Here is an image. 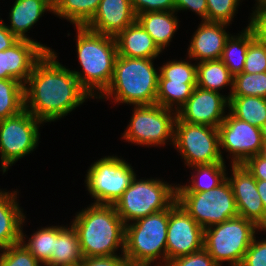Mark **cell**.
Masks as SVG:
<instances>
[{
  "label": "cell",
  "instance_id": "cell-44",
  "mask_svg": "<svg viewBox=\"0 0 266 266\" xmlns=\"http://www.w3.org/2000/svg\"><path fill=\"white\" fill-rule=\"evenodd\" d=\"M19 39L6 27L0 18V52L11 48Z\"/></svg>",
  "mask_w": 266,
  "mask_h": 266
},
{
  "label": "cell",
  "instance_id": "cell-46",
  "mask_svg": "<svg viewBox=\"0 0 266 266\" xmlns=\"http://www.w3.org/2000/svg\"><path fill=\"white\" fill-rule=\"evenodd\" d=\"M256 187L266 213V180H256Z\"/></svg>",
  "mask_w": 266,
  "mask_h": 266
},
{
  "label": "cell",
  "instance_id": "cell-22",
  "mask_svg": "<svg viewBox=\"0 0 266 266\" xmlns=\"http://www.w3.org/2000/svg\"><path fill=\"white\" fill-rule=\"evenodd\" d=\"M45 11H54L53 0H15L10 9V25L6 27L19 40H32L26 32L39 21Z\"/></svg>",
  "mask_w": 266,
  "mask_h": 266
},
{
  "label": "cell",
  "instance_id": "cell-18",
  "mask_svg": "<svg viewBox=\"0 0 266 266\" xmlns=\"http://www.w3.org/2000/svg\"><path fill=\"white\" fill-rule=\"evenodd\" d=\"M136 19L131 0H101L95 15L85 27L91 31L115 37Z\"/></svg>",
  "mask_w": 266,
  "mask_h": 266
},
{
  "label": "cell",
  "instance_id": "cell-33",
  "mask_svg": "<svg viewBox=\"0 0 266 266\" xmlns=\"http://www.w3.org/2000/svg\"><path fill=\"white\" fill-rule=\"evenodd\" d=\"M231 96H256L266 98V72H242L234 76Z\"/></svg>",
  "mask_w": 266,
  "mask_h": 266
},
{
  "label": "cell",
  "instance_id": "cell-14",
  "mask_svg": "<svg viewBox=\"0 0 266 266\" xmlns=\"http://www.w3.org/2000/svg\"><path fill=\"white\" fill-rule=\"evenodd\" d=\"M218 131L220 147L230 153L232 165H243L251 156L260 153L263 145L260 127L242 121L228 112L218 126Z\"/></svg>",
  "mask_w": 266,
  "mask_h": 266
},
{
  "label": "cell",
  "instance_id": "cell-26",
  "mask_svg": "<svg viewBox=\"0 0 266 266\" xmlns=\"http://www.w3.org/2000/svg\"><path fill=\"white\" fill-rule=\"evenodd\" d=\"M240 33L238 36L231 35L227 38L221 56V61L233 77L243 72L247 48L256 37L249 24Z\"/></svg>",
  "mask_w": 266,
  "mask_h": 266
},
{
  "label": "cell",
  "instance_id": "cell-42",
  "mask_svg": "<svg viewBox=\"0 0 266 266\" xmlns=\"http://www.w3.org/2000/svg\"><path fill=\"white\" fill-rule=\"evenodd\" d=\"M175 11L191 10L207 21V0H174Z\"/></svg>",
  "mask_w": 266,
  "mask_h": 266
},
{
  "label": "cell",
  "instance_id": "cell-4",
  "mask_svg": "<svg viewBox=\"0 0 266 266\" xmlns=\"http://www.w3.org/2000/svg\"><path fill=\"white\" fill-rule=\"evenodd\" d=\"M154 59L117 56L112 80L98 99H114V103L134 106L156 104L159 68Z\"/></svg>",
  "mask_w": 266,
  "mask_h": 266
},
{
  "label": "cell",
  "instance_id": "cell-36",
  "mask_svg": "<svg viewBox=\"0 0 266 266\" xmlns=\"http://www.w3.org/2000/svg\"><path fill=\"white\" fill-rule=\"evenodd\" d=\"M244 73L266 72V40L255 37L247 48Z\"/></svg>",
  "mask_w": 266,
  "mask_h": 266
},
{
  "label": "cell",
  "instance_id": "cell-21",
  "mask_svg": "<svg viewBox=\"0 0 266 266\" xmlns=\"http://www.w3.org/2000/svg\"><path fill=\"white\" fill-rule=\"evenodd\" d=\"M17 193L0 189V250L21 241L26 216L19 207Z\"/></svg>",
  "mask_w": 266,
  "mask_h": 266
},
{
  "label": "cell",
  "instance_id": "cell-2",
  "mask_svg": "<svg viewBox=\"0 0 266 266\" xmlns=\"http://www.w3.org/2000/svg\"><path fill=\"white\" fill-rule=\"evenodd\" d=\"M71 225L83 257L112 256L119 248L124 253L126 225L114 205L92 203L77 212Z\"/></svg>",
  "mask_w": 266,
  "mask_h": 266
},
{
  "label": "cell",
  "instance_id": "cell-48",
  "mask_svg": "<svg viewBox=\"0 0 266 266\" xmlns=\"http://www.w3.org/2000/svg\"><path fill=\"white\" fill-rule=\"evenodd\" d=\"M259 155L266 159V142H263Z\"/></svg>",
  "mask_w": 266,
  "mask_h": 266
},
{
  "label": "cell",
  "instance_id": "cell-28",
  "mask_svg": "<svg viewBox=\"0 0 266 266\" xmlns=\"http://www.w3.org/2000/svg\"><path fill=\"white\" fill-rule=\"evenodd\" d=\"M229 112L255 127L266 122V98L256 96H230Z\"/></svg>",
  "mask_w": 266,
  "mask_h": 266
},
{
  "label": "cell",
  "instance_id": "cell-31",
  "mask_svg": "<svg viewBox=\"0 0 266 266\" xmlns=\"http://www.w3.org/2000/svg\"><path fill=\"white\" fill-rule=\"evenodd\" d=\"M25 109L24 85L16 79H0V120Z\"/></svg>",
  "mask_w": 266,
  "mask_h": 266
},
{
  "label": "cell",
  "instance_id": "cell-39",
  "mask_svg": "<svg viewBox=\"0 0 266 266\" xmlns=\"http://www.w3.org/2000/svg\"><path fill=\"white\" fill-rule=\"evenodd\" d=\"M240 266H266V239L258 241L254 237Z\"/></svg>",
  "mask_w": 266,
  "mask_h": 266
},
{
  "label": "cell",
  "instance_id": "cell-23",
  "mask_svg": "<svg viewBox=\"0 0 266 266\" xmlns=\"http://www.w3.org/2000/svg\"><path fill=\"white\" fill-rule=\"evenodd\" d=\"M176 11H154L137 15V21L152 37L156 45L163 51L169 46L179 21Z\"/></svg>",
  "mask_w": 266,
  "mask_h": 266
},
{
  "label": "cell",
  "instance_id": "cell-7",
  "mask_svg": "<svg viewBox=\"0 0 266 266\" xmlns=\"http://www.w3.org/2000/svg\"><path fill=\"white\" fill-rule=\"evenodd\" d=\"M259 230L263 231L254 222L236 216L204 229L203 248L219 266H240Z\"/></svg>",
  "mask_w": 266,
  "mask_h": 266
},
{
  "label": "cell",
  "instance_id": "cell-16",
  "mask_svg": "<svg viewBox=\"0 0 266 266\" xmlns=\"http://www.w3.org/2000/svg\"><path fill=\"white\" fill-rule=\"evenodd\" d=\"M229 180L238 216L254 222L259 228L266 229V213L256 187V179L244 165H232Z\"/></svg>",
  "mask_w": 266,
  "mask_h": 266
},
{
  "label": "cell",
  "instance_id": "cell-37",
  "mask_svg": "<svg viewBox=\"0 0 266 266\" xmlns=\"http://www.w3.org/2000/svg\"><path fill=\"white\" fill-rule=\"evenodd\" d=\"M241 0H207V21L231 24Z\"/></svg>",
  "mask_w": 266,
  "mask_h": 266
},
{
  "label": "cell",
  "instance_id": "cell-50",
  "mask_svg": "<svg viewBox=\"0 0 266 266\" xmlns=\"http://www.w3.org/2000/svg\"><path fill=\"white\" fill-rule=\"evenodd\" d=\"M256 5H264L266 4V0H256Z\"/></svg>",
  "mask_w": 266,
  "mask_h": 266
},
{
  "label": "cell",
  "instance_id": "cell-15",
  "mask_svg": "<svg viewBox=\"0 0 266 266\" xmlns=\"http://www.w3.org/2000/svg\"><path fill=\"white\" fill-rule=\"evenodd\" d=\"M229 99L220 92L195 87L185 104L177 111V117L191 124L216 127L224 121Z\"/></svg>",
  "mask_w": 266,
  "mask_h": 266
},
{
  "label": "cell",
  "instance_id": "cell-38",
  "mask_svg": "<svg viewBox=\"0 0 266 266\" xmlns=\"http://www.w3.org/2000/svg\"><path fill=\"white\" fill-rule=\"evenodd\" d=\"M166 266H219L204 249L169 261Z\"/></svg>",
  "mask_w": 266,
  "mask_h": 266
},
{
  "label": "cell",
  "instance_id": "cell-19",
  "mask_svg": "<svg viewBox=\"0 0 266 266\" xmlns=\"http://www.w3.org/2000/svg\"><path fill=\"white\" fill-rule=\"evenodd\" d=\"M192 36L188 49L189 59L199 62L221 59L225 42L231 35L225 28L230 24L201 21Z\"/></svg>",
  "mask_w": 266,
  "mask_h": 266
},
{
  "label": "cell",
  "instance_id": "cell-25",
  "mask_svg": "<svg viewBox=\"0 0 266 266\" xmlns=\"http://www.w3.org/2000/svg\"><path fill=\"white\" fill-rule=\"evenodd\" d=\"M225 163L214 162L191 166L195 170L191 177V184H177V193H200L217 187L227 178Z\"/></svg>",
  "mask_w": 266,
  "mask_h": 266
},
{
  "label": "cell",
  "instance_id": "cell-6",
  "mask_svg": "<svg viewBox=\"0 0 266 266\" xmlns=\"http://www.w3.org/2000/svg\"><path fill=\"white\" fill-rule=\"evenodd\" d=\"M176 201L177 186L157 178L139 180L135 176L114 207L127 225L130 223L129 221L134 222L169 209Z\"/></svg>",
  "mask_w": 266,
  "mask_h": 266
},
{
  "label": "cell",
  "instance_id": "cell-12",
  "mask_svg": "<svg viewBox=\"0 0 266 266\" xmlns=\"http://www.w3.org/2000/svg\"><path fill=\"white\" fill-rule=\"evenodd\" d=\"M42 121L25 109L17 115L0 120V165L3 174L16 161L38 146Z\"/></svg>",
  "mask_w": 266,
  "mask_h": 266
},
{
  "label": "cell",
  "instance_id": "cell-34",
  "mask_svg": "<svg viewBox=\"0 0 266 266\" xmlns=\"http://www.w3.org/2000/svg\"><path fill=\"white\" fill-rule=\"evenodd\" d=\"M187 60L175 59L167 61L159 67V80H170L171 82H197L196 64Z\"/></svg>",
  "mask_w": 266,
  "mask_h": 266
},
{
  "label": "cell",
  "instance_id": "cell-30",
  "mask_svg": "<svg viewBox=\"0 0 266 266\" xmlns=\"http://www.w3.org/2000/svg\"><path fill=\"white\" fill-rule=\"evenodd\" d=\"M196 85L197 82L159 80L156 104L177 112L191 96Z\"/></svg>",
  "mask_w": 266,
  "mask_h": 266
},
{
  "label": "cell",
  "instance_id": "cell-35",
  "mask_svg": "<svg viewBox=\"0 0 266 266\" xmlns=\"http://www.w3.org/2000/svg\"><path fill=\"white\" fill-rule=\"evenodd\" d=\"M0 251V266H42L21 242Z\"/></svg>",
  "mask_w": 266,
  "mask_h": 266
},
{
  "label": "cell",
  "instance_id": "cell-8",
  "mask_svg": "<svg viewBox=\"0 0 266 266\" xmlns=\"http://www.w3.org/2000/svg\"><path fill=\"white\" fill-rule=\"evenodd\" d=\"M177 202L204 229L238 216L232 186L226 178L200 193H177Z\"/></svg>",
  "mask_w": 266,
  "mask_h": 266
},
{
  "label": "cell",
  "instance_id": "cell-45",
  "mask_svg": "<svg viewBox=\"0 0 266 266\" xmlns=\"http://www.w3.org/2000/svg\"><path fill=\"white\" fill-rule=\"evenodd\" d=\"M255 7L250 16L249 26L251 28H266V4L255 5Z\"/></svg>",
  "mask_w": 266,
  "mask_h": 266
},
{
  "label": "cell",
  "instance_id": "cell-43",
  "mask_svg": "<svg viewBox=\"0 0 266 266\" xmlns=\"http://www.w3.org/2000/svg\"><path fill=\"white\" fill-rule=\"evenodd\" d=\"M243 165L256 180H266V159L259 154L251 156Z\"/></svg>",
  "mask_w": 266,
  "mask_h": 266
},
{
  "label": "cell",
  "instance_id": "cell-13",
  "mask_svg": "<svg viewBox=\"0 0 266 266\" xmlns=\"http://www.w3.org/2000/svg\"><path fill=\"white\" fill-rule=\"evenodd\" d=\"M204 228L176 201L168 209L166 264L203 248Z\"/></svg>",
  "mask_w": 266,
  "mask_h": 266
},
{
  "label": "cell",
  "instance_id": "cell-32",
  "mask_svg": "<svg viewBox=\"0 0 266 266\" xmlns=\"http://www.w3.org/2000/svg\"><path fill=\"white\" fill-rule=\"evenodd\" d=\"M21 228V243L31 252V254L44 266L51 263V256L55 246V226H48L38 229L31 235L26 243V234Z\"/></svg>",
  "mask_w": 266,
  "mask_h": 266
},
{
  "label": "cell",
  "instance_id": "cell-49",
  "mask_svg": "<svg viewBox=\"0 0 266 266\" xmlns=\"http://www.w3.org/2000/svg\"><path fill=\"white\" fill-rule=\"evenodd\" d=\"M260 129L262 133L263 142H266V122L263 124V126Z\"/></svg>",
  "mask_w": 266,
  "mask_h": 266
},
{
  "label": "cell",
  "instance_id": "cell-41",
  "mask_svg": "<svg viewBox=\"0 0 266 266\" xmlns=\"http://www.w3.org/2000/svg\"><path fill=\"white\" fill-rule=\"evenodd\" d=\"M79 266H129L124 253L121 255L83 257Z\"/></svg>",
  "mask_w": 266,
  "mask_h": 266
},
{
  "label": "cell",
  "instance_id": "cell-10",
  "mask_svg": "<svg viewBox=\"0 0 266 266\" xmlns=\"http://www.w3.org/2000/svg\"><path fill=\"white\" fill-rule=\"evenodd\" d=\"M133 114L122 138L137 145L165 146L174 142L177 112L158 104L134 106ZM172 112V113H171Z\"/></svg>",
  "mask_w": 266,
  "mask_h": 266
},
{
  "label": "cell",
  "instance_id": "cell-40",
  "mask_svg": "<svg viewBox=\"0 0 266 266\" xmlns=\"http://www.w3.org/2000/svg\"><path fill=\"white\" fill-rule=\"evenodd\" d=\"M136 16L145 12L175 11L174 0H131Z\"/></svg>",
  "mask_w": 266,
  "mask_h": 266
},
{
  "label": "cell",
  "instance_id": "cell-9",
  "mask_svg": "<svg viewBox=\"0 0 266 266\" xmlns=\"http://www.w3.org/2000/svg\"><path fill=\"white\" fill-rule=\"evenodd\" d=\"M137 176L133 167L118 156H105L89 167L86 188L94 204L114 205Z\"/></svg>",
  "mask_w": 266,
  "mask_h": 266
},
{
  "label": "cell",
  "instance_id": "cell-24",
  "mask_svg": "<svg viewBox=\"0 0 266 266\" xmlns=\"http://www.w3.org/2000/svg\"><path fill=\"white\" fill-rule=\"evenodd\" d=\"M83 259L79 238L72 225L55 226V246L48 266H79Z\"/></svg>",
  "mask_w": 266,
  "mask_h": 266
},
{
  "label": "cell",
  "instance_id": "cell-11",
  "mask_svg": "<svg viewBox=\"0 0 266 266\" xmlns=\"http://www.w3.org/2000/svg\"><path fill=\"white\" fill-rule=\"evenodd\" d=\"M173 146L189 168L199 164L224 162L216 127L191 124L177 117Z\"/></svg>",
  "mask_w": 266,
  "mask_h": 266
},
{
  "label": "cell",
  "instance_id": "cell-47",
  "mask_svg": "<svg viewBox=\"0 0 266 266\" xmlns=\"http://www.w3.org/2000/svg\"><path fill=\"white\" fill-rule=\"evenodd\" d=\"M252 29L257 38L266 40V28H252Z\"/></svg>",
  "mask_w": 266,
  "mask_h": 266
},
{
  "label": "cell",
  "instance_id": "cell-1",
  "mask_svg": "<svg viewBox=\"0 0 266 266\" xmlns=\"http://www.w3.org/2000/svg\"><path fill=\"white\" fill-rule=\"evenodd\" d=\"M57 57L54 50L46 52L24 85L25 110L43 123L67 116L87 98H92Z\"/></svg>",
  "mask_w": 266,
  "mask_h": 266
},
{
  "label": "cell",
  "instance_id": "cell-29",
  "mask_svg": "<svg viewBox=\"0 0 266 266\" xmlns=\"http://www.w3.org/2000/svg\"><path fill=\"white\" fill-rule=\"evenodd\" d=\"M101 0H53V13L74 26H85L95 15Z\"/></svg>",
  "mask_w": 266,
  "mask_h": 266
},
{
  "label": "cell",
  "instance_id": "cell-5",
  "mask_svg": "<svg viewBox=\"0 0 266 266\" xmlns=\"http://www.w3.org/2000/svg\"><path fill=\"white\" fill-rule=\"evenodd\" d=\"M168 209L125 226L124 255L129 266H166ZM164 263V264H163Z\"/></svg>",
  "mask_w": 266,
  "mask_h": 266
},
{
  "label": "cell",
  "instance_id": "cell-27",
  "mask_svg": "<svg viewBox=\"0 0 266 266\" xmlns=\"http://www.w3.org/2000/svg\"><path fill=\"white\" fill-rule=\"evenodd\" d=\"M197 87L219 92L225 86H230L228 99L233 89V76L221 59L208 60L196 63Z\"/></svg>",
  "mask_w": 266,
  "mask_h": 266
},
{
  "label": "cell",
  "instance_id": "cell-3",
  "mask_svg": "<svg viewBox=\"0 0 266 266\" xmlns=\"http://www.w3.org/2000/svg\"><path fill=\"white\" fill-rule=\"evenodd\" d=\"M75 28L76 51L82 71H71L91 97L97 99L109 86L113 77L118 56L115 37L91 31L85 26Z\"/></svg>",
  "mask_w": 266,
  "mask_h": 266
},
{
  "label": "cell",
  "instance_id": "cell-20",
  "mask_svg": "<svg viewBox=\"0 0 266 266\" xmlns=\"http://www.w3.org/2000/svg\"><path fill=\"white\" fill-rule=\"evenodd\" d=\"M119 56L156 59L162 50L136 20L115 36Z\"/></svg>",
  "mask_w": 266,
  "mask_h": 266
},
{
  "label": "cell",
  "instance_id": "cell-17",
  "mask_svg": "<svg viewBox=\"0 0 266 266\" xmlns=\"http://www.w3.org/2000/svg\"><path fill=\"white\" fill-rule=\"evenodd\" d=\"M46 52L52 49L37 41L19 40L0 52V79H16L25 85L35 64Z\"/></svg>",
  "mask_w": 266,
  "mask_h": 266
}]
</instances>
